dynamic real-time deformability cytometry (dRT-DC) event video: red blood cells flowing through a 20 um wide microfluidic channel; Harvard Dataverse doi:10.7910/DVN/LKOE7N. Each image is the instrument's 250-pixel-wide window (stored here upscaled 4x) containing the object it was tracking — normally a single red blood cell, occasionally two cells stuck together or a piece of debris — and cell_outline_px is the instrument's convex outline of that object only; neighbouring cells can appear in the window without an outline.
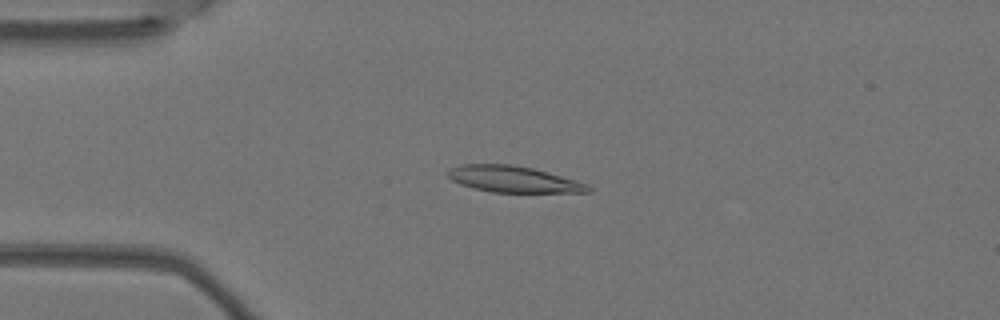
{"species": "Egyptian fruit bat (a non-hibernating species)", "species_latin": "Rousettus aegyptiacus", "temperature_condition": "warm", "stored_images_in_passage": 8, "camera_frame_rate_fps": 3000, "um_per_image_px": 0.085, "animal": {"sex": "female"}, "frame": {"image": 1, "passage_image": 4, "time_ms": 1.0, "image_size_px": [1000, 320], "cell_outline_px": [[592, 192], [492, 192], [472, 188], [460, 184], [452, 180], [444, 172], [448, 168], [460, 164], [516, 164], [532, 168], [576, 180], [588, 184], [592, 188]], "centroid_in_image_um": [43.59, 15.22], "position_along_channel_um": 41.4, "area_um2": 21.68}}
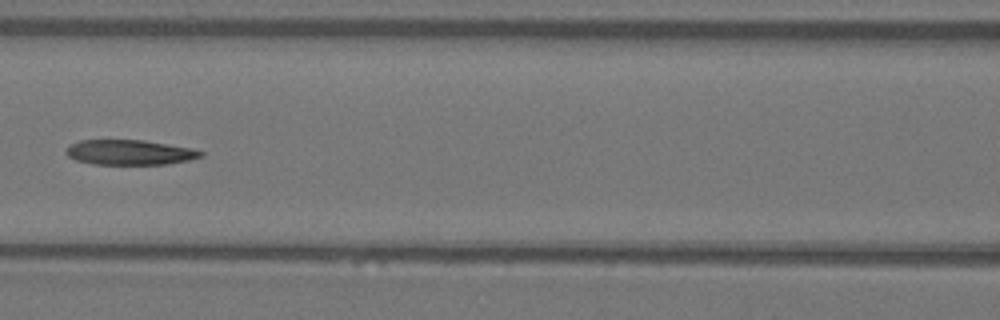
{"frame": {"image": 2, "passage_image": 7, "time_ms": 2.0, "image_size_px": [1000, 320], "cell_outline_px": [[204, 156], [188, 160], [168, 164], [92, 164], [76, 160], [68, 156], [64, 152], [64, 148], [80, 140], [144, 140], [192, 148], [204, 152]], "centroid_in_image_um": [11.01, 12.95], "position_along_channel_um": 155.6, "area_um2": 19.71}}
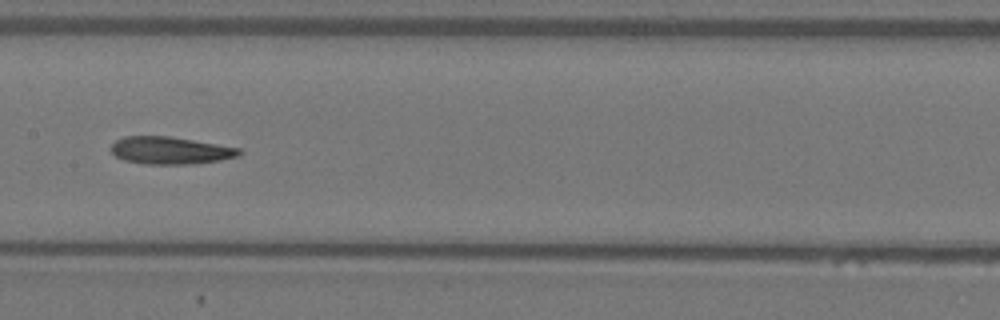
{"frame": {"image": 3, "passage_image": 8, "time_ms": 2.333, "image_size_px": [1000, 320], "cell_outline_px": [[244, 152], [240, 156], [220, 160], [192, 164], [144, 164], [124, 160], [116, 156], [108, 148], [116, 140], [124, 136], [168, 136], [240, 148]], "centroid_in_image_um": [14.47, 12.79], "position_along_channel_um": 192.9, "area_um2": 20.52}}